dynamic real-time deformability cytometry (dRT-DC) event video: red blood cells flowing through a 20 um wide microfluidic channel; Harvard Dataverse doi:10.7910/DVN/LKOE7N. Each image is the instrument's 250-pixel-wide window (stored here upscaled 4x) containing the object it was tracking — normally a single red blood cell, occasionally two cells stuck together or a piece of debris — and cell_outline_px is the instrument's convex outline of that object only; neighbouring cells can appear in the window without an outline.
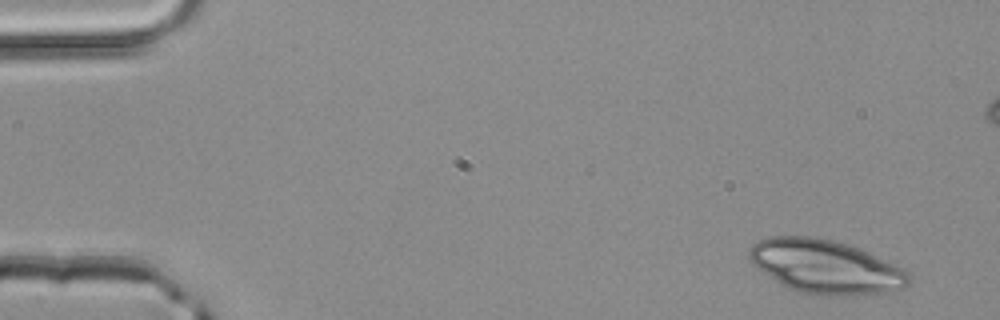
{"species": "common noctule bat (a hibernating species)", "species_latin": "Nyctalus noctula", "temperature_condition": "room temperature", "stored_images_in_passage": 4, "camera_frame_rate_fps": 3000, "um_per_image_px": 0.085, "animal": {"sex": "male", "body_mass_g": 20.4}, "frame": {"image": 1, "passage_image": 1, "time_ms": 0.0, "image_size_px": [1000, 320], "cell_outline_px": [[912, 284], [904, 288], [884, 292], [844, 296], [820, 296], [800, 292], [788, 288], [756, 268], [748, 260], [748, 248], [752, 244], [768, 236], [812, 236], [832, 240], [848, 244], [868, 252], [904, 268], [912, 272]], "centroid_in_image_um": [70.19, 22.67], "position_along_channel_um": 14.8, "area_um2": 50.58}}